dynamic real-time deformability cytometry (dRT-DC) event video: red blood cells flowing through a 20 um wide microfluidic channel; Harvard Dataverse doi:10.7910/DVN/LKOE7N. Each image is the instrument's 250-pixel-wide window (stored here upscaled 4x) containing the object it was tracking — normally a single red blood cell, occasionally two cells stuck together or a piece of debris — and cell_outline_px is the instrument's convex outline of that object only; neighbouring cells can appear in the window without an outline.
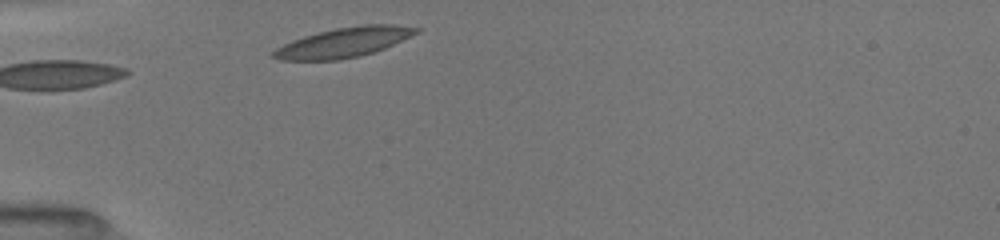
{"species": "common noctule bat (a hibernating species)", "species_latin": "Nyctalus noctula", "temperature_condition": "room temperature", "stored_images_in_passage": 9, "camera_frame_rate_fps": 3000, "um_per_image_px": 0.085, "animal": {"sex": "female", "body_mass_g": 19.5, "forearm_length_mm": 54.1}, "frame": {"image": 1, "passage_image": 1, "time_ms": 0.0, "image_size_px": [1000, 240], "cell_outline_px": [[420, 32], [384, 48], [360, 56], [340, 60], [280, 60], [272, 56], [272, 52], [276, 48], [292, 40], [304, 36], [336, 28], [364, 24], [392, 24], [420, 28]], "centroid_in_image_um": [29.23, 3.6], "position_along_channel_um": 55.8, "area_um2": 24.57}}
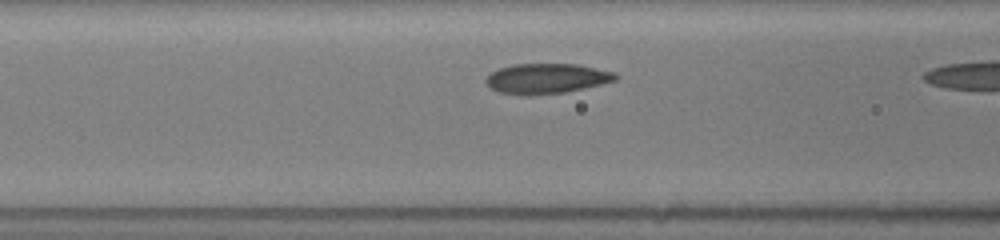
{"frame": {"image": 2, "passage_image": 7, "time_ms": 1.0, "image_size_px": [1000, 240], "cell_outline_px": [[620, 76], [616, 80], [584, 88], [564, 92], [528, 96], [500, 92], [492, 88], [484, 80], [492, 72], [500, 68], [512, 64], [576, 64], [616, 72]], "centroid_in_image_um": [46.48, 6.67], "position_along_channel_um": 120.1, "area_um2": 22.66}}